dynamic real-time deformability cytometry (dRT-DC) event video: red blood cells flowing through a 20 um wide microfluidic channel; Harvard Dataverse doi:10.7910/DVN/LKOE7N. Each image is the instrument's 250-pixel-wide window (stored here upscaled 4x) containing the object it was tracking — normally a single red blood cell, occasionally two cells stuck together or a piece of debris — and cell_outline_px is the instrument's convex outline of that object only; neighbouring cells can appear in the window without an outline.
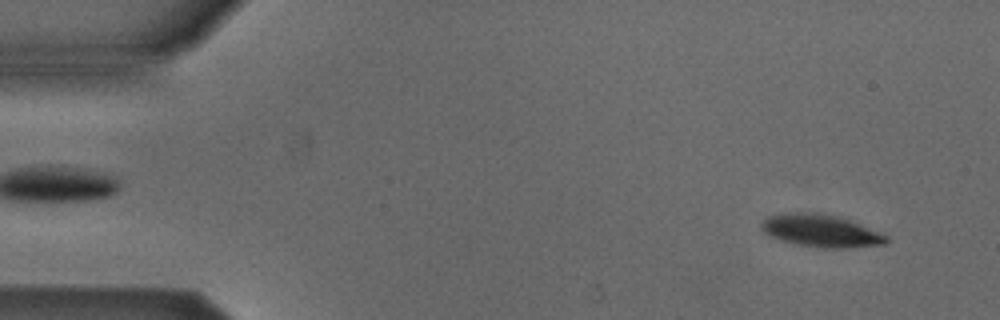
{"species": "Egyptian fruit bat (a non-hibernating species)", "species_latin": "Rousettus aegyptiacus", "temperature_condition": "cold", "stored_images_in_passage": 52, "camera_frame_rate_fps": 3000, "um_per_image_px": 0.085, "animal": {"sex": "male"}, "frame": {"image": 1, "passage_image": 4, "time_ms": 1.0, "image_size_px": [1000, 320], "cell_outline_px": [[888, 244], [848, 248], [816, 248], [792, 244], [768, 236], [760, 228], [760, 224], [768, 216], [836, 216], [848, 220], [888, 236]], "centroid_in_image_um": [69.82, 19.72], "position_along_channel_um": 15.2, "area_um2": 22.48}}
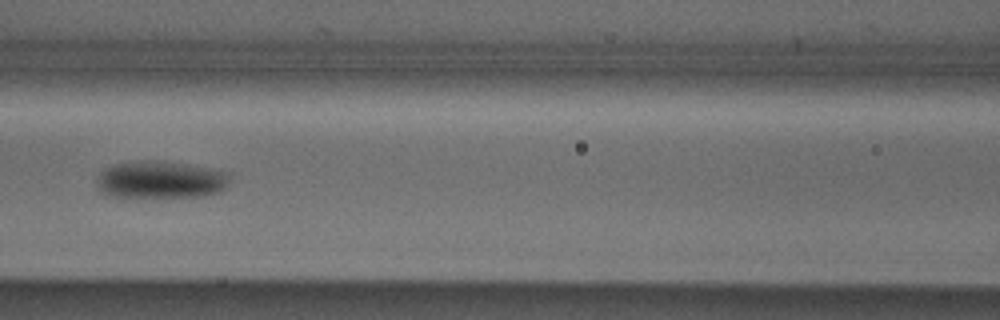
{"frame": {"image": 2, "passage_image": 23, "time_ms": 7.333, "image_size_px": [1000, 320], "cell_outline_px": [[232, 172], [228, 184], [220, 192], [204, 196], [104, 196], [100, 192], [96, 184], [96, 180], [100, 172], [104, 168], [116, 164], [140, 160], [156, 160], [188, 164]], "centroid_in_image_um": [13.66, 15.26], "position_along_channel_um": 152.9, "area_um2": 29.25}}
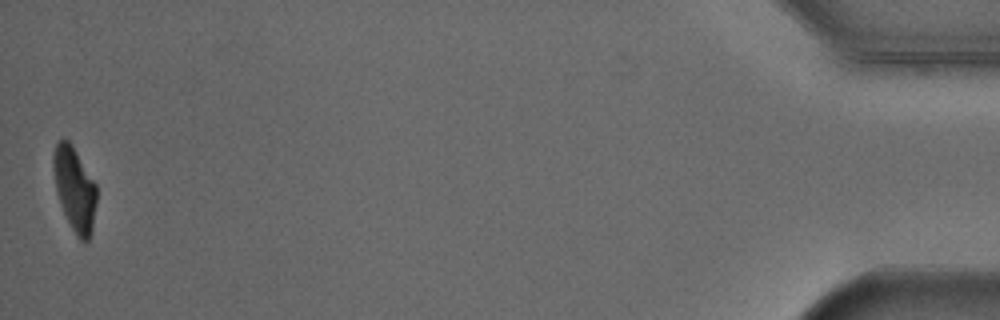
{"frame": {"image": 3, "passage_image": 52, "time_ms": 17.0, "image_size_px": [1000, 320], "cell_outline_px": [[96, 204], [92, 232], [88, 240], [80, 240], [76, 236], [60, 204], [56, 192], [52, 164], [52, 152], [56, 144], [60, 140], [68, 140], [72, 144], [96, 184]], "centroid_in_image_um": [6.33, 16.05], "position_along_channel_um": 428.9, "area_um2": 21.15}, "authors_computed_cell_mechanics": {"area_um2": 24.7095, "velocity_mm_per_s": 3.8754, "shape_relaxation_time_tau1_ms": 3.5444, "shape_relaxation_time_tau2_ms": null, "deformation_change_tau1": 0.1252, "deformation_change_tau2": null}}